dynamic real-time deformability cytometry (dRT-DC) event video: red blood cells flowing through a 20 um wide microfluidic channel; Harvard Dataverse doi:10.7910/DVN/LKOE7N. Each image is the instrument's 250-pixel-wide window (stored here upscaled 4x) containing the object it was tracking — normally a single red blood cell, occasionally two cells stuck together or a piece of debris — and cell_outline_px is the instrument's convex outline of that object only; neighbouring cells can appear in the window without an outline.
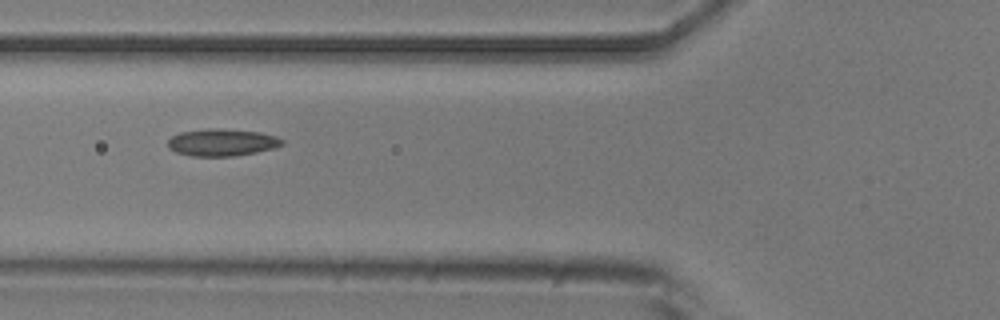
{"species": "common noctule bat (a hibernating species)", "species_latin": "Nyctalus noctula", "temperature_condition": "room temperature", "stored_images_in_passage": 17, "camera_frame_rate_fps": 3000, "um_per_image_px": 0.085, "animal": {"sex": "male", "body_mass_g": 20.5, "forearm_length_mm": 52.5}, "frame": {"image": 1, "passage_image": 8, "time_ms": 9.0, "image_size_px": [1000, 320], "cell_outline_px": [[284, 144], [272, 148], [256, 152], [236, 156], [192, 156], [176, 152], [168, 148], [168, 140], [172, 136], [180, 132], [208, 128], [220, 128], [260, 132], [276, 136], [284, 140]], "centroid_in_image_um": [18.86, 12.1], "position_along_channel_um": 106.9, "area_um2": 18.15}}
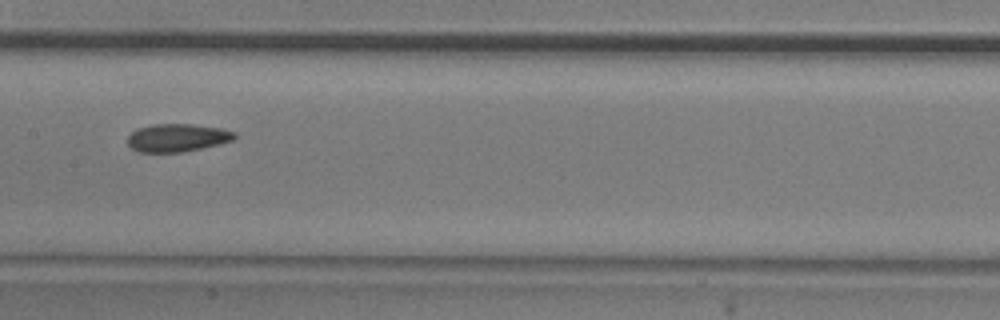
{"frame": {"image": 2, "passage_image": 10, "time_ms": 11.333, "image_size_px": [1000, 320], "cell_outline_px": [[236, 136], [232, 140], [184, 152], [136, 152], [128, 144], [128, 136], [136, 128], [152, 124], [192, 124], [220, 128], [236, 132]], "centroid_in_image_um": [15.02, 11.7], "position_along_channel_um": 192.4, "area_um2": 17.34}}
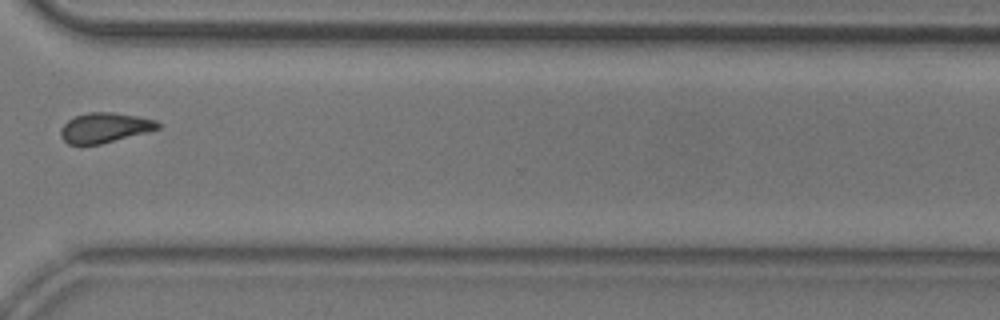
{"frame": {"image": 3, "passage_image": 14, "time_ms": 16.0, "image_size_px": [1000, 320], "cell_outline_px": [[160, 128], [148, 132], [100, 144], [68, 144], [60, 136], [60, 128], [68, 120], [76, 116], [88, 112], [112, 112], [140, 116], [156, 120], [160, 124]], "centroid_in_image_um": [8.91, 10.84], "position_along_channel_um": 361.7, "area_um2": 16.99}, "authors_computed_cell_mechanics": {"area_um2": 16.4152, "velocity_mm_per_s": 3.6368, "shape_relaxation_time_tau1_ms": null, "shape_relaxation_time_tau2_ms": 1.7721, "deformation_change_tau1": null, "deformation_change_tau2": 0.056}}